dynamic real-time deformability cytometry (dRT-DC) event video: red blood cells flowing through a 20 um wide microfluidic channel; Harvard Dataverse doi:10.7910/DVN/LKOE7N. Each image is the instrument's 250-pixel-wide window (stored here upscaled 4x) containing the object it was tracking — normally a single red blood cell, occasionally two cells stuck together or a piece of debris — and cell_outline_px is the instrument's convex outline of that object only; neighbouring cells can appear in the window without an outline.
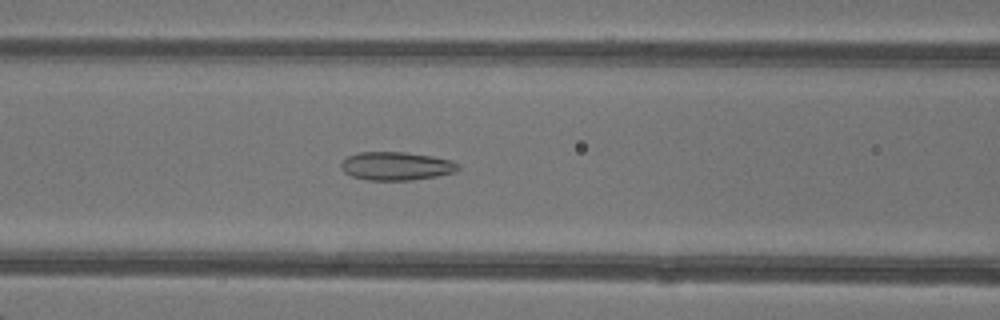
{"species": "common noctule bat (a hibernating species)", "species_latin": "Nyctalus noctula", "temperature_condition": "warm", "stored_images_in_passage": 49, "camera_frame_rate_fps": 3000, "um_per_image_px": 0.085, "animal": {"sex": "female"}, "frame": {"image": 1, "passage_image": 22, "time_ms": 7.0, "image_size_px": [1000, 320], "cell_outline_px": [[460, 168], [456, 172], [436, 176], [412, 180], [368, 180], [352, 176], [344, 172], [340, 168], [340, 164], [348, 156], [360, 152], [404, 152], [432, 156], [452, 160], [460, 164]], "centroid_in_image_um": [33.71, 14.11], "position_along_channel_um": 132.9, "area_um2": 19.42}}
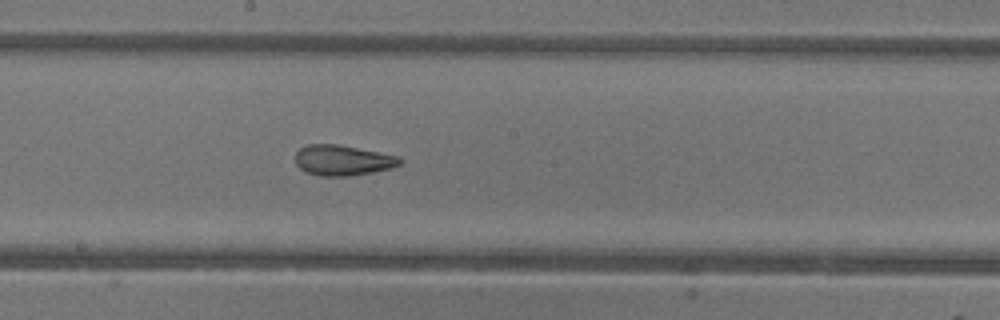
{"frame": {"image": 2, "passage_image": 28, "time_ms": 9.0, "image_size_px": [1000, 320], "cell_outline_px": [[404, 160], [400, 164], [392, 168], [372, 172], [348, 176], [320, 176], [308, 172], [300, 168], [296, 164], [296, 152], [300, 148], [308, 144], [336, 144], [400, 156]], "centroid_in_image_um": [29.15, 13.62], "position_along_channel_um": 219.0, "area_um2": 18.5}}
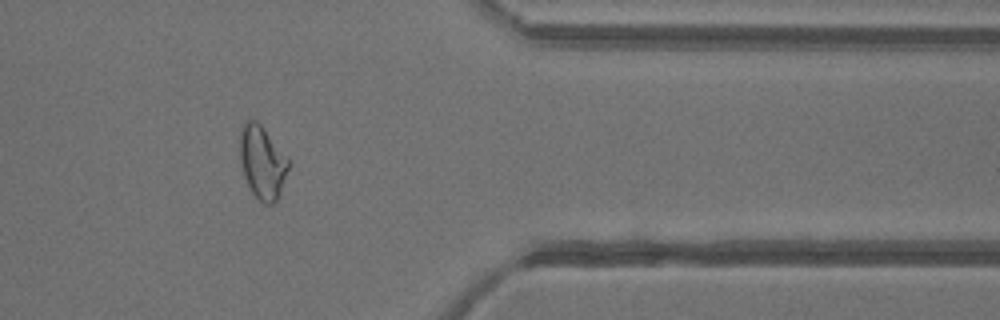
{"frame": {"image": 3, "passage_image": 41, "time_ms": 13.333, "image_size_px": [1000, 320], "cell_outline_px": [[288, 168], [280, 192], [276, 200], [272, 204], [264, 204], [252, 192], [244, 176], [240, 160], [240, 128], [244, 120], [256, 120], [264, 128], [288, 160]], "centroid_in_image_um": [22.25, 13.77], "position_along_channel_um": 389.1, "area_um2": 20.23}, "authors_computed_cell_mechanics": {"area_um2": 22.0796, "velocity_mm_per_s": 4.3084, "shape_relaxation_time_tau1_ms": null, "shape_relaxation_time_tau2_ms": 1.8308, "deformation_change_tau1": null, "deformation_change_tau2": 0.0995}}